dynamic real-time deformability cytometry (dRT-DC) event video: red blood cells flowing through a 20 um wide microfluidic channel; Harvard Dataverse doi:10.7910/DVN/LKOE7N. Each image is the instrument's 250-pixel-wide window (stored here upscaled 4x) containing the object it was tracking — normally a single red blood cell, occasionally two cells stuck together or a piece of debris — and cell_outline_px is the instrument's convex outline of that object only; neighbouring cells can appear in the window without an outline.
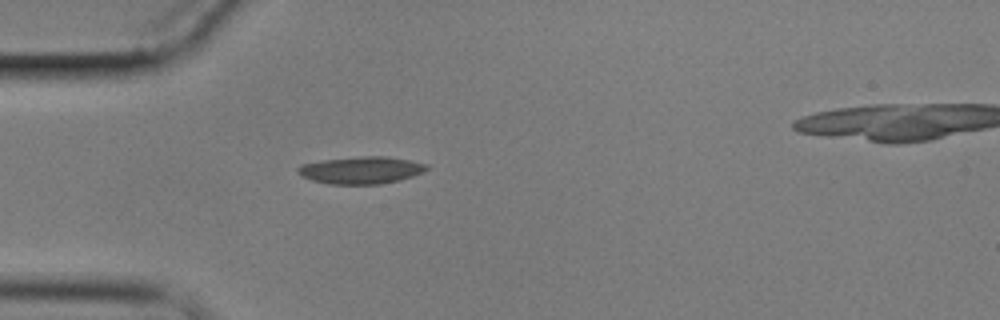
{"species": "common noctule bat (a hibernating species)", "species_latin": "Nyctalus noctula", "temperature_condition": "cold", "stored_images_in_passage": 3, "camera_frame_rate_fps": 3000, "um_per_image_px": 0.085, "animal": {"sex": "male", "body_mass_g": 17.9}, "frame": {"image": 1, "passage_image": 2, "time_ms": 1.333, "image_size_px": [1000, 320], "cell_outline_px": [[428, 168], [424, 172], [400, 180], [380, 184], [328, 184], [312, 180], [300, 176], [296, 172], [296, 168], [300, 164], [324, 160], [364, 156], [388, 156], [428, 164]], "centroid_in_image_um": [30.67, 14.46], "position_along_channel_um": 54.3, "area_um2": 20.52}}